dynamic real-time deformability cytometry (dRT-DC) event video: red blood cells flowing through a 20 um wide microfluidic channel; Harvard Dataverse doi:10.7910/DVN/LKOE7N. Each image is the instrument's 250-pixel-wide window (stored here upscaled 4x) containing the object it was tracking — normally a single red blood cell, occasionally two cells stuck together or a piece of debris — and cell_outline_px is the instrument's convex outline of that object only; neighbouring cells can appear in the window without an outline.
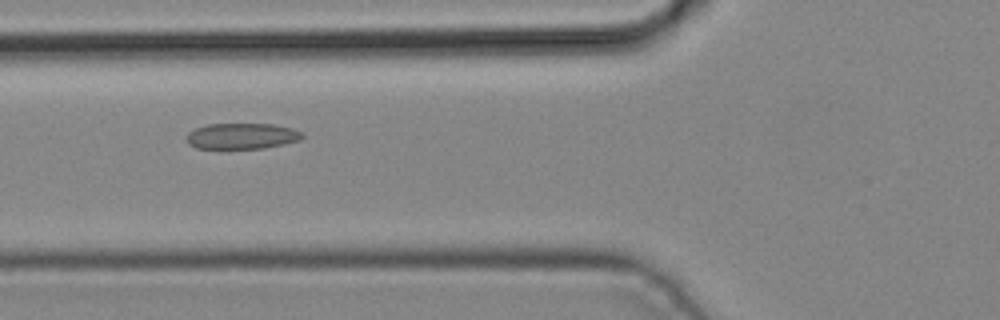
{"species": "common noctule bat (a hibernating species)", "species_latin": "Nyctalus noctula", "temperature_condition": "cold", "stored_images_in_passage": 3, "camera_frame_rate_fps": 3000, "um_per_image_px": 0.085, "animal": {"sex": "male", "body_mass_g": 19.2, "forearm_length_mm": 51.8}, "frame": {"image": 1, "passage_image": 3, "time_ms": 0.667, "image_size_px": [1000, 320], "cell_outline_px": [[304, 136], [300, 140], [284, 144], [264, 148], [196, 148], [188, 144], [184, 140], [184, 136], [188, 132], [196, 128], [208, 124], [272, 124], [292, 128], [304, 132]], "centroid_in_image_um": [20.54, 11.56], "position_along_channel_um": 105.3, "area_um2": 17.63}}